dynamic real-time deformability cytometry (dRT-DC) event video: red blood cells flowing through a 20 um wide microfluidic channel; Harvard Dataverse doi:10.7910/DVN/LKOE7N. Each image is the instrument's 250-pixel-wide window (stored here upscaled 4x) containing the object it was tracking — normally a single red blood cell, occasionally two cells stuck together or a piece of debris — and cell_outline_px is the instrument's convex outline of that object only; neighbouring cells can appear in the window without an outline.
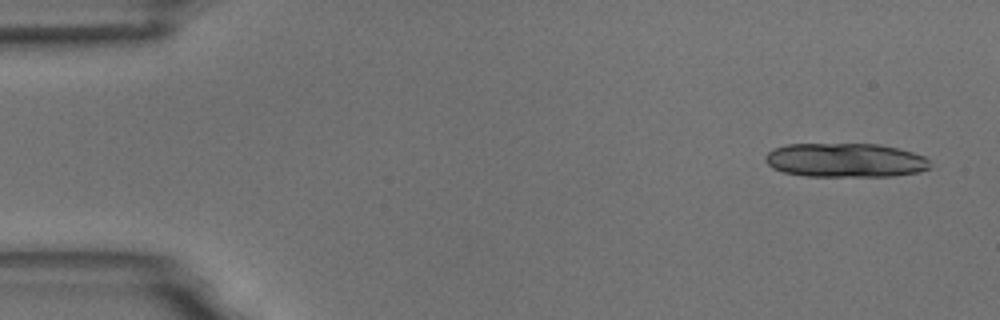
{"species": "common noctule bat (a hibernating species)", "species_latin": "Nyctalus noctula", "temperature_condition": "room temperature", "stored_images_in_passage": 5, "camera_frame_rate_fps": 3000, "um_per_image_px": 0.085, "animal": {"sex": "male", "body_mass_g": 18.8}, "frame": {"image": 1, "passage_image": 1, "time_ms": 0.0, "image_size_px": [1000, 320], "cell_outline_px": [[928, 168], [920, 172], [892, 176], [808, 176], [784, 172], [772, 168], [764, 160], [764, 156], [772, 148], [784, 144], [880, 144], [912, 152], [924, 156], [928, 160]], "centroid_in_image_um": [71.8, 13.61], "position_along_channel_um": 13.2, "area_um2": 32.77}}